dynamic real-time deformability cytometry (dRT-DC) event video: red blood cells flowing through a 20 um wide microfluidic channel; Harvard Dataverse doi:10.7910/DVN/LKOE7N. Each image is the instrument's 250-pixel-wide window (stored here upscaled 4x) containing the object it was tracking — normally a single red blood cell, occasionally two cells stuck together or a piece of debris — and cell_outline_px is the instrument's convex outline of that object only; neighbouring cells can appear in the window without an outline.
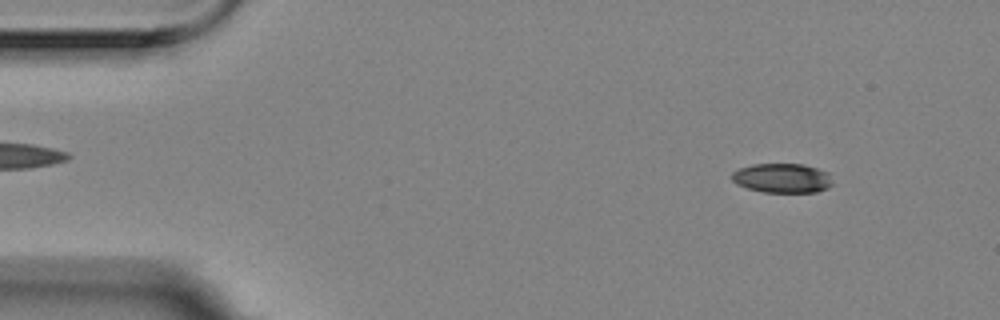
{"species": "Egyptian fruit bat (a non-hibernating species)", "species_latin": "Rousettus aegyptiacus", "temperature_condition": "room temperature", "stored_images_in_passage": 56, "camera_frame_rate_fps": 3000, "um_per_image_px": 0.085, "animal": {"sex": "female"}, "frame": {"image": 1, "passage_image": 6, "time_ms": 1.667, "image_size_px": [1000, 320], "cell_outline_px": [[832, 184], [828, 188], [816, 192], [764, 192], [748, 188], [736, 184], [732, 180], [732, 172], [740, 168], [752, 164], [804, 164], [828, 172]], "centroid_in_image_um": [66.48, 15.14], "position_along_channel_um": 18.5, "area_um2": 17.22}}
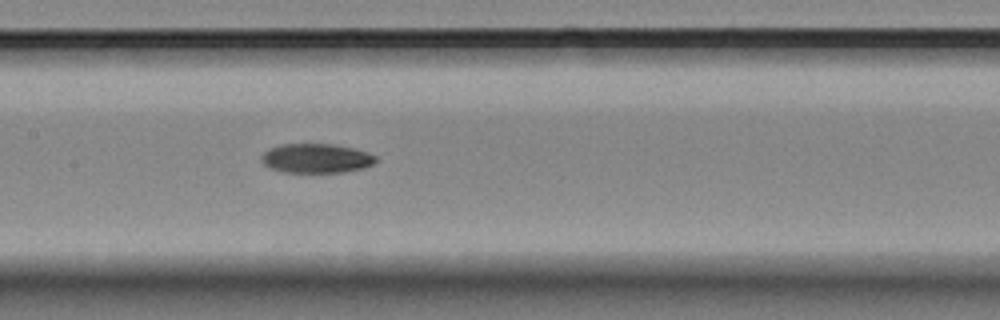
{"frame": {"image": 2, "passage_image": 27, "time_ms": 8.667, "image_size_px": [1000, 320], "cell_outline_px": [[380, 160], [364, 168], [344, 172], [284, 172], [272, 168], [264, 164], [260, 160], [260, 156], [264, 152], [280, 144], [332, 144], [352, 148], [368, 152], [376, 156]], "centroid_in_image_um": [26.91, 13.46], "position_along_channel_um": 180.5, "area_um2": 19.54}}
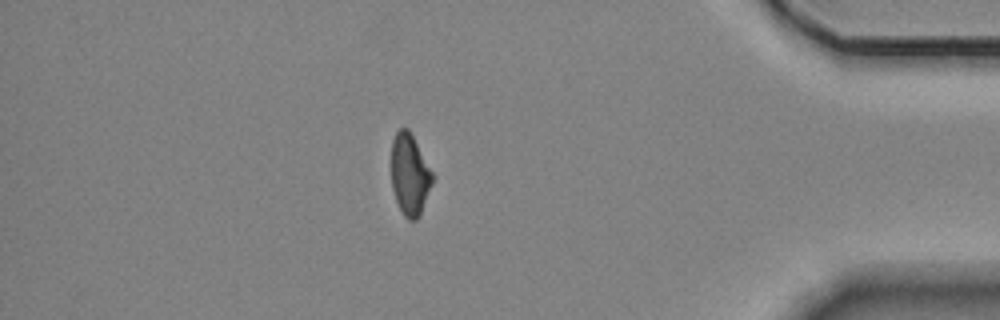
{"frame": {"image": 3, "passage_image": 49, "time_ms": 16.0, "image_size_px": [1000, 320], "cell_outline_px": [[432, 184], [420, 216], [416, 220], [408, 220], [404, 216], [396, 200], [392, 188], [392, 140], [396, 132], [400, 128], [408, 128], [432, 172]], "centroid_in_image_um": [34.82, 14.86], "position_along_channel_um": 400.4, "area_um2": 19.19}, "authors_computed_cell_mechanics": {"area_um2": 19.8543, "velocity_mm_per_s": 3.5188, "shape_relaxation_time_tau1_ms": 9.2014, "shape_relaxation_time_tau2_ms": 10.4349, "deformation_change_tau1": 0.226, "deformation_change_tau2": 0.1731}}